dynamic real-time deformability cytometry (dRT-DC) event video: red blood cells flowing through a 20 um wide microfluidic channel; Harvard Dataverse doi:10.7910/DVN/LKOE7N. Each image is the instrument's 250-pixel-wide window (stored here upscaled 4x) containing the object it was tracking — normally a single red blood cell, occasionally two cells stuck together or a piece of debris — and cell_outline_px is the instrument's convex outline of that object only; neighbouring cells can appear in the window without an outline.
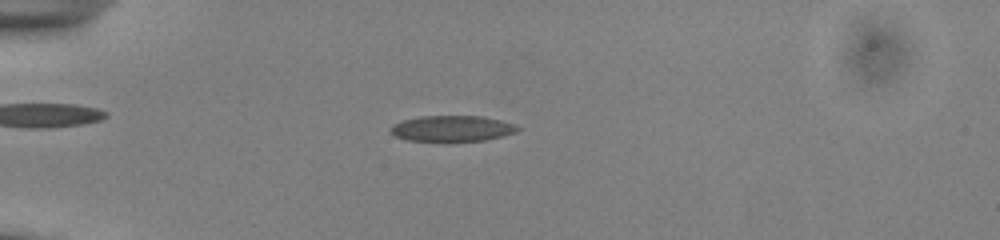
{"species": "common noctule bat (a hibernating species)", "species_latin": "Nyctalus noctula", "temperature_condition": "cold", "stored_images_in_passage": 45, "camera_frame_rate_fps": 3000, "um_per_image_px": 0.085, "animal": {"sex": "male", "body_mass_g": 13.0, "forearm_length_mm": 53.1}, "frame": {"image": 1, "passage_image": 16, "time_ms": 5.0, "image_size_px": [1000, 240], "cell_outline_px": [[520, 128], [516, 132], [504, 136], [488, 140], [448, 144], [444, 144], [408, 140], [396, 136], [388, 132], [388, 128], [392, 124], [400, 120], [420, 116], [484, 116], [500, 120], [512, 124]], "centroid_in_image_um": [38.36, 10.97], "position_along_channel_um": 46.6, "area_um2": 20.29}}
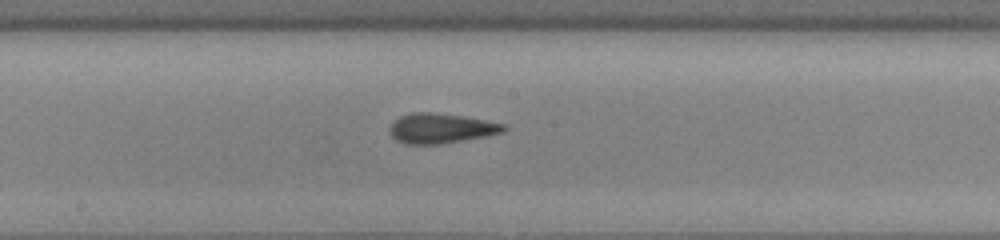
{"frame": {"image": 2, "passage_image": 31, "time_ms": 10.0, "image_size_px": [1000, 240], "cell_outline_px": [[508, 128], [504, 132], [484, 136], [440, 144], [404, 144], [396, 140], [388, 132], [388, 128], [400, 116], [412, 112], [428, 112], [464, 116], [504, 124]], "centroid_in_image_um": [37.45, 10.91], "position_along_channel_um": 210.8, "area_um2": 19.77}}
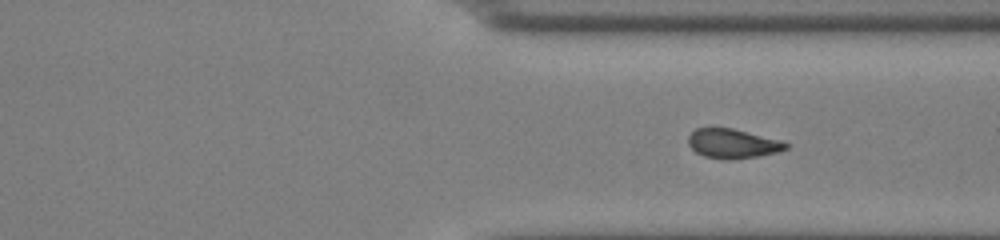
{"frame": {"image": 3, "passage_image": 45, "time_ms": 14.667, "image_size_px": [1000, 240], "cell_outline_px": [[788, 148], [780, 152], [760, 156], [732, 160], [724, 160], [704, 156], [696, 152], [688, 144], [688, 136], [696, 128], [732, 128], [784, 140], [788, 144]], "centroid_in_image_um": [62.33, 12.21], "position_along_channel_um": 349.1, "area_um2": 17.05}}